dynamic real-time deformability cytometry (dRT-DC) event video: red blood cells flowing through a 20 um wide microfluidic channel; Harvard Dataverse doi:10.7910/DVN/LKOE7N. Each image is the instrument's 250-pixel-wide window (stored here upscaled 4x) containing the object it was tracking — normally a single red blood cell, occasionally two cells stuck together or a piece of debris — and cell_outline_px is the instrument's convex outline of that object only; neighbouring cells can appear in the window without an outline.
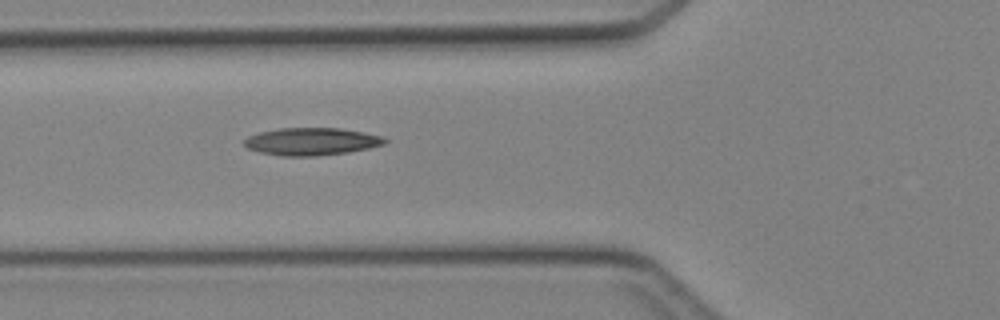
{"species": "Egyptian fruit bat (a non-hibernating species)", "species_latin": "Rousettus aegyptiacus", "temperature_condition": "cold", "stored_images_in_passage": 20, "camera_frame_rate_fps": 3000, "um_per_image_px": 0.085, "animal": {"sex": "female"}, "frame": {"image": 1, "passage_image": 4, "time_ms": 1.0, "image_size_px": [1000, 320], "cell_outline_px": [[388, 140], [384, 144], [368, 148], [348, 152], [316, 156], [280, 156], [260, 152], [248, 148], [244, 144], [244, 140], [248, 136], [260, 132], [280, 128], [340, 128], [364, 132], [380, 136]], "centroid_in_image_um": [26.47, 12.03], "position_along_channel_um": 99.3, "area_um2": 22.43}}
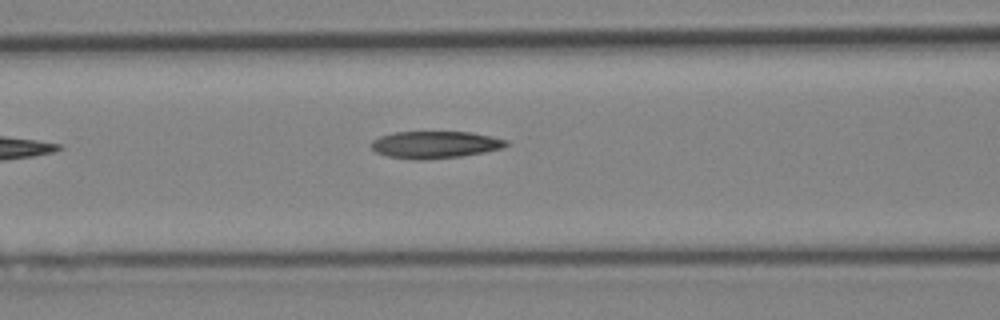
{"frame": {"image": 2, "passage_image": 6, "time_ms": 1.667, "image_size_px": [1000, 320], "cell_outline_px": [[508, 144], [504, 148], [484, 152], [460, 156], [420, 160], [412, 160], [388, 156], [376, 152], [372, 148], [372, 140], [380, 136], [396, 132], [472, 132], [508, 140]], "centroid_in_image_um": [36.99, 12.3], "position_along_channel_um": 129.6, "area_um2": 21.27}}